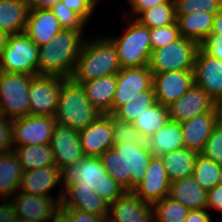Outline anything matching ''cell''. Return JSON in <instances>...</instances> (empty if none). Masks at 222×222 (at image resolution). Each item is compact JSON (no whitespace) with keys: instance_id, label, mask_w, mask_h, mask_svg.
Here are the masks:
<instances>
[{"instance_id":"obj_1","label":"cell","mask_w":222,"mask_h":222,"mask_svg":"<svg viewBox=\"0 0 222 222\" xmlns=\"http://www.w3.org/2000/svg\"><path fill=\"white\" fill-rule=\"evenodd\" d=\"M84 31L62 29L47 44L40 46L38 74L71 78L86 40Z\"/></svg>"},{"instance_id":"obj_2","label":"cell","mask_w":222,"mask_h":222,"mask_svg":"<svg viewBox=\"0 0 222 222\" xmlns=\"http://www.w3.org/2000/svg\"><path fill=\"white\" fill-rule=\"evenodd\" d=\"M61 181L58 198H62L65 186H80L91 188L110 205L125 192L106 172L100 157L84 156L77 163L65 167L61 170Z\"/></svg>"},{"instance_id":"obj_3","label":"cell","mask_w":222,"mask_h":222,"mask_svg":"<svg viewBox=\"0 0 222 222\" xmlns=\"http://www.w3.org/2000/svg\"><path fill=\"white\" fill-rule=\"evenodd\" d=\"M153 154L134 144H117L100 156L106 172L125 191H132L144 178Z\"/></svg>"},{"instance_id":"obj_4","label":"cell","mask_w":222,"mask_h":222,"mask_svg":"<svg viewBox=\"0 0 222 222\" xmlns=\"http://www.w3.org/2000/svg\"><path fill=\"white\" fill-rule=\"evenodd\" d=\"M90 39L86 38L71 75L80 84L118 74L122 69L115 45L106 36Z\"/></svg>"},{"instance_id":"obj_5","label":"cell","mask_w":222,"mask_h":222,"mask_svg":"<svg viewBox=\"0 0 222 222\" xmlns=\"http://www.w3.org/2000/svg\"><path fill=\"white\" fill-rule=\"evenodd\" d=\"M102 113L90 103L83 86L71 78L61 82L59 100L54 114L56 123L80 131Z\"/></svg>"},{"instance_id":"obj_6","label":"cell","mask_w":222,"mask_h":222,"mask_svg":"<svg viewBox=\"0 0 222 222\" xmlns=\"http://www.w3.org/2000/svg\"><path fill=\"white\" fill-rule=\"evenodd\" d=\"M124 20L128 25L123 34L107 37L115 45L121 68L148 66L152 51L150 29L133 18Z\"/></svg>"},{"instance_id":"obj_7","label":"cell","mask_w":222,"mask_h":222,"mask_svg":"<svg viewBox=\"0 0 222 222\" xmlns=\"http://www.w3.org/2000/svg\"><path fill=\"white\" fill-rule=\"evenodd\" d=\"M15 197V198H14ZM0 208V221L46 222L60 209L61 198L16 192Z\"/></svg>"},{"instance_id":"obj_8","label":"cell","mask_w":222,"mask_h":222,"mask_svg":"<svg viewBox=\"0 0 222 222\" xmlns=\"http://www.w3.org/2000/svg\"><path fill=\"white\" fill-rule=\"evenodd\" d=\"M199 48L198 42L181 36L168 45L152 50L148 67L152 75L167 71H194Z\"/></svg>"},{"instance_id":"obj_9","label":"cell","mask_w":222,"mask_h":222,"mask_svg":"<svg viewBox=\"0 0 222 222\" xmlns=\"http://www.w3.org/2000/svg\"><path fill=\"white\" fill-rule=\"evenodd\" d=\"M39 47L25 32L8 35L0 71L38 76Z\"/></svg>"},{"instance_id":"obj_10","label":"cell","mask_w":222,"mask_h":222,"mask_svg":"<svg viewBox=\"0 0 222 222\" xmlns=\"http://www.w3.org/2000/svg\"><path fill=\"white\" fill-rule=\"evenodd\" d=\"M33 77L0 71V105L7 119L30 115L28 95Z\"/></svg>"},{"instance_id":"obj_11","label":"cell","mask_w":222,"mask_h":222,"mask_svg":"<svg viewBox=\"0 0 222 222\" xmlns=\"http://www.w3.org/2000/svg\"><path fill=\"white\" fill-rule=\"evenodd\" d=\"M54 116L28 115L13 120V147L50 144Z\"/></svg>"},{"instance_id":"obj_12","label":"cell","mask_w":222,"mask_h":222,"mask_svg":"<svg viewBox=\"0 0 222 222\" xmlns=\"http://www.w3.org/2000/svg\"><path fill=\"white\" fill-rule=\"evenodd\" d=\"M63 79L47 75L32 78L28 95L30 115L54 116Z\"/></svg>"},{"instance_id":"obj_13","label":"cell","mask_w":222,"mask_h":222,"mask_svg":"<svg viewBox=\"0 0 222 222\" xmlns=\"http://www.w3.org/2000/svg\"><path fill=\"white\" fill-rule=\"evenodd\" d=\"M79 136L84 155L100 157L114 146L113 115L101 114L85 129L80 130Z\"/></svg>"},{"instance_id":"obj_14","label":"cell","mask_w":222,"mask_h":222,"mask_svg":"<svg viewBox=\"0 0 222 222\" xmlns=\"http://www.w3.org/2000/svg\"><path fill=\"white\" fill-rule=\"evenodd\" d=\"M49 145L53 150L55 165L60 170L77 163L85 156L79 131L69 126L56 123Z\"/></svg>"},{"instance_id":"obj_15","label":"cell","mask_w":222,"mask_h":222,"mask_svg":"<svg viewBox=\"0 0 222 222\" xmlns=\"http://www.w3.org/2000/svg\"><path fill=\"white\" fill-rule=\"evenodd\" d=\"M171 181L160 156L153 155L140 183L132 190L142 201L150 204L169 195Z\"/></svg>"},{"instance_id":"obj_16","label":"cell","mask_w":222,"mask_h":222,"mask_svg":"<svg viewBox=\"0 0 222 222\" xmlns=\"http://www.w3.org/2000/svg\"><path fill=\"white\" fill-rule=\"evenodd\" d=\"M169 119L182 123L216 108V101L201 87L193 86L179 99L167 106Z\"/></svg>"},{"instance_id":"obj_17","label":"cell","mask_w":222,"mask_h":222,"mask_svg":"<svg viewBox=\"0 0 222 222\" xmlns=\"http://www.w3.org/2000/svg\"><path fill=\"white\" fill-rule=\"evenodd\" d=\"M152 84L153 75L148 66L121 69L117 74L112 113L137 93L149 90Z\"/></svg>"},{"instance_id":"obj_18","label":"cell","mask_w":222,"mask_h":222,"mask_svg":"<svg viewBox=\"0 0 222 222\" xmlns=\"http://www.w3.org/2000/svg\"><path fill=\"white\" fill-rule=\"evenodd\" d=\"M195 84L194 71H167L153 74L156 102L168 106Z\"/></svg>"},{"instance_id":"obj_19","label":"cell","mask_w":222,"mask_h":222,"mask_svg":"<svg viewBox=\"0 0 222 222\" xmlns=\"http://www.w3.org/2000/svg\"><path fill=\"white\" fill-rule=\"evenodd\" d=\"M110 222H154L153 205L142 201L133 191H125L109 205Z\"/></svg>"},{"instance_id":"obj_20","label":"cell","mask_w":222,"mask_h":222,"mask_svg":"<svg viewBox=\"0 0 222 222\" xmlns=\"http://www.w3.org/2000/svg\"><path fill=\"white\" fill-rule=\"evenodd\" d=\"M194 81L215 101L222 99V60L211 57L200 47L195 60Z\"/></svg>"},{"instance_id":"obj_21","label":"cell","mask_w":222,"mask_h":222,"mask_svg":"<svg viewBox=\"0 0 222 222\" xmlns=\"http://www.w3.org/2000/svg\"><path fill=\"white\" fill-rule=\"evenodd\" d=\"M60 209H77L108 218L109 204L91 188L65 186L60 201Z\"/></svg>"},{"instance_id":"obj_22","label":"cell","mask_w":222,"mask_h":222,"mask_svg":"<svg viewBox=\"0 0 222 222\" xmlns=\"http://www.w3.org/2000/svg\"><path fill=\"white\" fill-rule=\"evenodd\" d=\"M184 148L201 153L212 131L218 126L216 108L180 123Z\"/></svg>"},{"instance_id":"obj_23","label":"cell","mask_w":222,"mask_h":222,"mask_svg":"<svg viewBox=\"0 0 222 222\" xmlns=\"http://www.w3.org/2000/svg\"><path fill=\"white\" fill-rule=\"evenodd\" d=\"M60 182L61 170L56 165L27 170L22 174L19 192L54 198L50 191Z\"/></svg>"},{"instance_id":"obj_24","label":"cell","mask_w":222,"mask_h":222,"mask_svg":"<svg viewBox=\"0 0 222 222\" xmlns=\"http://www.w3.org/2000/svg\"><path fill=\"white\" fill-rule=\"evenodd\" d=\"M61 30L50 9L29 10L25 33L38 47L47 44Z\"/></svg>"},{"instance_id":"obj_25","label":"cell","mask_w":222,"mask_h":222,"mask_svg":"<svg viewBox=\"0 0 222 222\" xmlns=\"http://www.w3.org/2000/svg\"><path fill=\"white\" fill-rule=\"evenodd\" d=\"M24 170L13 151L0 152V208L19 191ZM10 197V198H9Z\"/></svg>"},{"instance_id":"obj_26","label":"cell","mask_w":222,"mask_h":222,"mask_svg":"<svg viewBox=\"0 0 222 222\" xmlns=\"http://www.w3.org/2000/svg\"><path fill=\"white\" fill-rule=\"evenodd\" d=\"M168 196L189 210L207 209V191L196 182L193 176L171 182Z\"/></svg>"},{"instance_id":"obj_27","label":"cell","mask_w":222,"mask_h":222,"mask_svg":"<svg viewBox=\"0 0 222 222\" xmlns=\"http://www.w3.org/2000/svg\"><path fill=\"white\" fill-rule=\"evenodd\" d=\"M90 103L102 114H112V102L117 85V74L81 83Z\"/></svg>"},{"instance_id":"obj_28","label":"cell","mask_w":222,"mask_h":222,"mask_svg":"<svg viewBox=\"0 0 222 222\" xmlns=\"http://www.w3.org/2000/svg\"><path fill=\"white\" fill-rule=\"evenodd\" d=\"M215 15L202 11L187 15H176L180 35L201 45L211 35Z\"/></svg>"},{"instance_id":"obj_29","label":"cell","mask_w":222,"mask_h":222,"mask_svg":"<svg viewBox=\"0 0 222 222\" xmlns=\"http://www.w3.org/2000/svg\"><path fill=\"white\" fill-rule=\"evenodd\" d=\"M28 13L26 0H0V30L6 35L25 32Z\"/></svg>"},{"instance_id":"obj_30","label":"cell","mask_w":222,"mask_h":222,"mask_svg":"<svg viewBox=\"0 0 222 222\" xmlns=\"http://www.w3.org/2000/svg\"><path fill=\"white\" fill-rule=\"evenodd\" d=\"M171 182L193 174L197 152L187 148L173 150L160 155Z\"/></svg>"},{"instance_id":"obj_31","label":"cell","mask_w":222,"mask_h":222,"mask_svg":"<svg viewBox=\"0 0 222 222\" xmlns=\"http://www.w3.org/2000/svg\"><path fill=\"white\" fill-rule=\"evenodd\" d=\"M150 140V151L156 156L184 147L181 125L171 120L153 134Z\"/></svg>"},{"instance_id":"obj_32","label":"cell","mask_w":222,"mask_h":222,"mask_svg":"<svg viewBox=\"0 0 222 222\" xmlns=\"http://www.w3.org/2000/svg\"><path fill=\"white\" fill-rule=\"evenodd\" d=\"M24 171L55 165L53 150L49 144L13 147Z\"/></svg>"},{"instance_id":"obj_33","label":"cell","mask_w":222,"mask_h":222,"mask_svg":"<svg viewBox=\"0 0 222 222\" xmlns=\"http://www.w3.org/2000/svg\"><path fill=\"white\" fill-rule=\"evenodd\" d=\"M169 121L168 107L156 102L138 115L132 124L139 133L151 137Z\"/></svg>"},{"instance_id":"obj_34","label":"cell","mask_w":222,"mask_h":222,"mask_svg":"<svg viewBox=\"0 0 222 222\" xmlns=\"http://www.w3.org/2000/svg\"><path fill=\"white\" fill-rule=\"evenodd\" d=\"M135 20L149 29L175 24L177 20L175 1L168 0L166 3L155 5L141 12Z\"/></svg>"},{"instance_id":"obj_35","label":"cell","mask_w":222,"mask_h":222,"mask_svg":"<svg viewBox=\"0 0 222 222\" xmlns=\"http://www.w3.org/2000/svg\"><path fill=\"white\" fill-rule=\"evenodd\" d=\"M156 103L153 86L146 91L137 93L126 103L120 105L112 115L122 121L133 123L138 115Z\"/></svg>"},{"instance_id":"obj_36","label":"cell","mask_w":222,"mask_h":222,"mask_svg":"<svg viewBox=\"0 0 222 222\" xmlns=\"http://www.w3.org/2000/svg\"><path fill=\"white\" fill-rule=\"evenodd\" d=\"M221 169V165H218L203 153H197L192 176L204 190L209 191L219 184Z\"/></svg>"},{"instance_id":"obj_37","label":"cell","mask_w":222,"mask_h":222,"mask_svg":"<svg viewBox=\"0 0 222 222\" xmlns=\"http://www.w3.org/2000/svg\"><path fill=\"white\" fill-rule=\"evenodd\" d=\"M113 136L114 145L117 144H134L143 149L150 150V137L139 133L134 125L130 122L122 121L113 116Z\"/></svg>"},{"instance_id":"obj_38","label":"cell","mask_w":222,"mask_h":222,"mask_svg":"<svg viewBox=\"0 0 222 222\" xmlns=\"http://www.w3.org/2000/svg\"><path fill=\"white\" fill-rule=\"evenodd\" d=\"M154 222H184L189 209L178 201L164 197L153 204Z\"/></svg>"},{"instance_id":"obj_39","label":"cell","mask_w":222,"mask_h":222,"mask_svg":"<svg viewBox=\"0 0 222 222\" xmlns=\"http://www.w3.org/2000/svg\"><path fill=\"white\" fill-rule=\"evenodd\" d=\"M176 15H187L195 12L216 14L222 9V0H174Z\"/></svg>"},{"instance_id":"obj_40","label":"cell","mask_w":222,"mask_h":222,"mask_svg":"<svg viewBox=\"0 0 222 222\" xmlns=\"http://www.w3.org/2000/svg\"><path fill=\"white\" fill-rule=\"evenodd\" d=\"M50 10L56 16L62 29L84 30L86 22L75 12L69 10L62 1L53 5Z\"/></svg>"},{"instance_id":"obj_41","label":"cell","mask_w":222,"mask_h":222,"mask_svg":"<svg viewBox=\"0 0 222 222\" xmlns=\"http://www.w3.org/2000/svg\"><path fill=\"white\" fill-rule=\"evenodd\" d=\"M181 37L177 22L170 26L150 29L151 49L155 50Z\"/></svg>"},{"instance_id":"obj_42","label":"cell","mask_w":222,"mask_h":222,"mask_svg":"<svg viewBox=\"0 0 222 222\" xmlns=\"http://www.w3.org/2000/svg\"><path fill=\"white\" fill-rule=\"evenodd\" d=\"M201 153L222 166V127L217 126L212 131Z\"/></svg>"},{"instance_id":"obj_43","label":"cell","mask_w":222,"mask_h":222,"mask_svg":"<svg viewBox=\"0 0 222 222\" xmlns=\"http://www.w3.org/2000/svg\"><path fill=\"white\" fill-rule=\"evenodd\" d=\"M71 11L78 14L86 23L91 18L100 0H61Z\"/></svg>"},{"instance_id":"obj_44","label":"cell","mask_w":222,"mask_h":222,"mask_svg":"<svg viewBox=\"0 0 222 222\" xmlns=\"http://www.w3.org/2000/svg\"><path fill=\"white\" fill-rule=\"evenodd\" d=\"M13 120L0 119V152L13 151Z\"/></svg>"},{"instance_id":"obj_45","label":"cell","mask_w":222,"mask_h":222,"mask_svg":"<svg viewBox=\"0 0 222 222\" xmlns=\"http://www.w3.org/2000/svg\"><path fill=\"white\" fill-rule=\"evenodd\" d=\"M130 4V13L129 11L124 13L125 17L135 19L141 12L159 5L161 3H166L168 0H127Z\"/></svg>"},{"instance_id":"obj_46","label":"cell","mask_w":222,"mask_h":222,"mask_svg":"<svg viewBox=\"0 0 222 222\" xmlns=\"http://www.w3.org/2000/svg\"><path fill=\"white\" fill-rule=\"evenodd\" d=\"M69 219V222H106V217H99L77 209H60Z\"/></svg>"},{"instance_id":"obj_47","label":"cell","mask_w":222,"mask_h":222,"mask_svg":"<svg viewBox=\"0 0 222 222\" xmlns=\"http://www.w3.org/2000/svg\"><path fill=\"white\" fill-rule=\"evenodd\" d=\"M200 47L211 57L222 60V35H210Z\"/></svg>"},{"instance_id":"obj_48","label":"cell","mask_w":222,"mask_h":222,"mask_svg":"<svg viewBox=\"0 0 222 222\" xmlns=\"http://www.w3.org/2000/svg\"><path fill=\"white\" fill-rule=\"evenodd\" d=\"M209 209L222 212V186L219 184L207 191V210Z\"/></svg>"},{"instance_id":"obj_49","label":"cell","mask_w":222,"mask_h":222,"mask_svg":"<svg viewBox=\"0 0 222 222\" xmlns=\"http://www.w3.org/2000/svg\"><path fill=\"white\" fill-rule=\"evenodd\" d=\"M184 222H212L207 209L190 210Z\"/></svg>"},{"instance_id":"obj_50","label":"cell","mask_w":222,"mask_h":222,"mask_svg":"<svg viewBox=\"0 0 222 222\" xmlns=\"http://www.w3.org/2000/svg\"><path fill=\"white\" fill-rule=\"evenodd\" d=\"M29 10L50 9L61 0H26Z\"/></svg>"},{"instance_id":"obj_51","label":"cell","mask_w":222,"mask_h":222,"mask_svg":"<svg viewBox=\"0 0 222 222\" xmlns=\"http://www.w3.org/2000/svg\"><path fill=\"white\" fill-rule=\"evenodd\" d=\"M211 35H222V9L214 17Z\"/></svg>"},{"instance_id":"obj_52","label":"cell","mask_w":222,"mask_h":222,"mask_svg":"<svg viewBox=\"0 0 222 222\" xmlns=\"http://www.w3.org/2000/svg\"><path fill=\"white\" fill-rule=\"evenodd\" d=\"M51 222H69L67 216L59 209L51 218Z\"/></svg>"},{"instance_id":"obj_53","label":"cell","mask_w":222,"mask_h":222,"mask_svg":"<svg viewBox=\"0 0 222 222\" xmlns=\"http://www.w3.org/2000/svg\"><path fill=\"white\" fill-rule=\"evenodd\" d=\"M218 126L222 127V99L216 101Z\"/></svg>"},{"instance_id":"obj_54","label":"cell","mask_w":222,"mask_h":222,"mask_svg":"<svg viewBox=\"0 0 222 222\" xmlns=\"http://www.w3.org/2000/svg\"><path fill=\"white\" fill-rule=\"evenodd\" d=\"M7 37H8V35H6L3 31L0 30V61H1V58H2V53H3L4 48H5Z\"/></svg>"},{"instance_id":"obj_55","label":"cell","mask_w":222,"mask_h":222,"mask_svg":"<svg viewBox=\"0 0 222 222\" xmlns=\"http://www.w3.org/2000/svg\"><path fill=\"white\" fill-rule=\"evenodd\" d=\"M0 119H6V117H5L4 113H3V109L1 107V105H0Z\"/></svg>"},{"instance_id":"obj_56","label":"cell","mask_w":222,"mask_h":222,"mask_svg":"<svg viewBox=\"0 0 222 222\" xmlns=\"http://www.w3.org/2000/svg\"><path fill=\"white\" fill-rule=\"evenodd\" d=\"M219 185L222 186V169L219 175Z\"/></svg>"},{"instance_id":"obj_57","label":"cell","mask_w":222,"mask_h":222,"mask_svg":"<svg viewBox=\"0 0 222 222\" xmlns=\"http://www.w3.org/2000/svg\"><path fill=\"white\" fill-rule=\"evenodd\" d=\"M0 222H34V221H0Z\"/></svg>"}]
</instances>
